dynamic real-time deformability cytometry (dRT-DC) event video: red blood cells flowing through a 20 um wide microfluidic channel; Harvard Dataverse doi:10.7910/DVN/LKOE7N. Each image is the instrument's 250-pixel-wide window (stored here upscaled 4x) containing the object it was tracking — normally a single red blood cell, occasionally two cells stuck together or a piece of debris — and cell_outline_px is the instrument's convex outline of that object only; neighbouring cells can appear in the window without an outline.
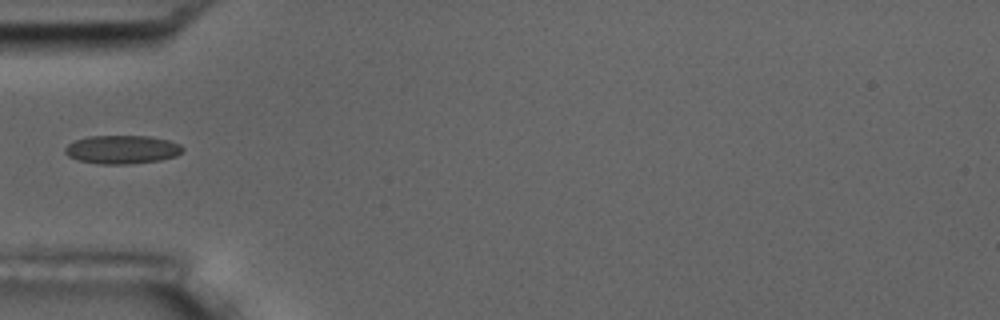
{"species": "common noctule bat (a hibernating species)", "species_latin": "Nyctalus noctula", "temperature_condition": "room temperature", "stored_images_in_passage": 4, "camera_frame_rate_fps": 3000, "um_per_image_px": 0.085, "animal": {"sex": "male", "body_mass_g": 17.5, "forearm_length_mm": 52.3}, "frame": {"image": 1, "passage_image": 1, "time_ms": 0.0, "image_size_px": [1000, 320], "cell_outline_px": [[184, 148], [176, 156], [160, 160], [128, 164], [100, 164], [76, 160], [68, 156], [64, 152], [64, 148], [68, 144], [76, 140], [88, 136], [148, 136], [168, 140], [180, 144]], "centroid_in_image_um": [10.35, 12.71], "position_along_channel_um": 74.7, "area_um2": 19.54}}
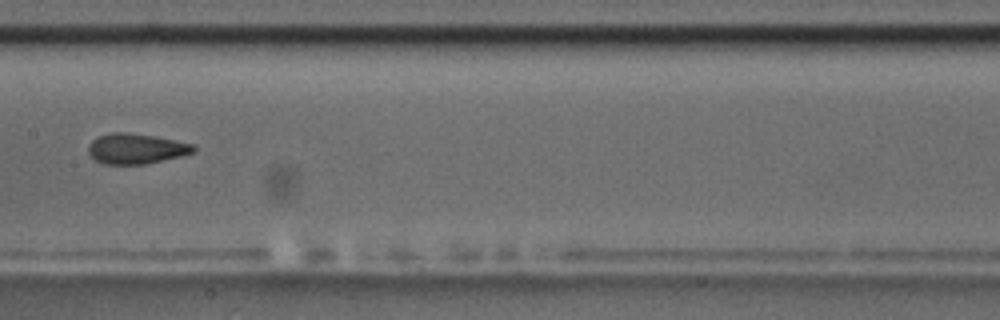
{"frame": {"image": 2, "passage_image": 4, "time_ms": 3.333, "image_size_px": [1000, 320], "cell_outline_px": [[196, 152], [180, 156], [144, 164], [104, 164], [96, 160], [88, 152], [88, 144], [92, 140], [100, 136], [112, 132], [128, 132], [156, 136], [196, 144]], "centroid_in_image_um": [11.6, 12.62], "position_along_channel_um": 195.8, "area_um2": 18.67}}